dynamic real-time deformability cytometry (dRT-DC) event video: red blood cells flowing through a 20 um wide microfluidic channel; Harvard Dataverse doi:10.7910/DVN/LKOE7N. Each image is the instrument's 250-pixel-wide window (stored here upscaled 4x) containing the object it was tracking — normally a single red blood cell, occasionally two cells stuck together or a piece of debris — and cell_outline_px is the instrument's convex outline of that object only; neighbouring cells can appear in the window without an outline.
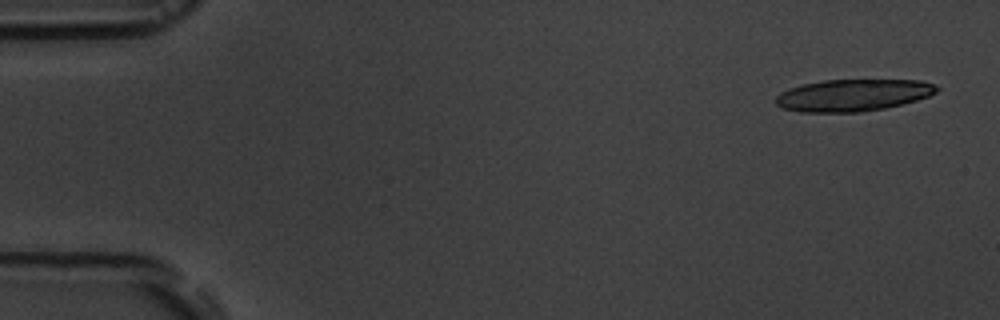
{"species": "common noctule bat (a hibernating species)", "species_latin": "Nyctalus noctula", "temperature_condition": "room temperature", "stored_images_in_passage": 6, "camera_frame_rate_fps": 3000, "um_per_image_px": 0.085, "animal": {"sex": "male", "body_mass_g": 19.5, "forearm_length_mm": 54.6}, "frame": {"image": 1, "passage_image": 1, "time_ms": 0.0, "image_size_px": [1000, 320], "cell_outline_px": [[940, 88], [936, 92], [928, 96], [916, 100], [884, 108], [860, 112], [800, 112], [784, 108], [776, 104], [776, 96], [780, 92], [788, 88], [804, 84], [824, 80], [920, 80], [932, 84]], "centroid_in_image_um": [72.48, 8.09], "position_along_channel_um": 12.5, "area_um2": 29.77}}